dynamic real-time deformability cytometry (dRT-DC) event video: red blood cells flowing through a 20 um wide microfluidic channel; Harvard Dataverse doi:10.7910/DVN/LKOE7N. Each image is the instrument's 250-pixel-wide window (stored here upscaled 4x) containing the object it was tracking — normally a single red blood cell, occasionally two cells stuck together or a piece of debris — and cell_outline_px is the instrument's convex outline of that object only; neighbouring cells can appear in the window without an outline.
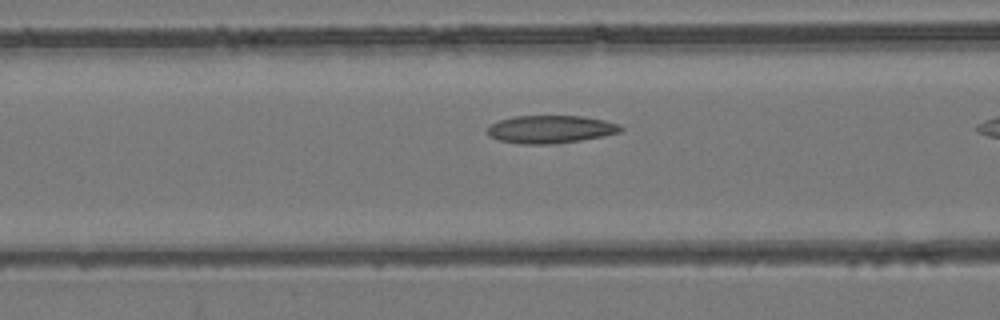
{"species": "common noctule bat (a hibernating species)", "species_latin": "Nyctalus noctula", "temperature_condition": "room temperature", "stored_images_in_passage": 13, "camera_frame_rate_fps": 3000, "um_per_image_px": 0.085, "animal": {"sex": "female", "body_mass_g": 24.6, "forearm_length_mm": 56.2}, "frame": {"image": 1, "passage_image": 11, "time_ms": 3.333, "image_size_px": [1000, 320], "cell_outline_px": [[624, 128], [620, 132], [604, 136], [556, 144], [520, 144], [500, 140], [488, 136], [484, 132], [492, 124], [500, 120], [516, 116], [584, 116], [604, 120], [620, 124]], "centroid_in_image_um": [46.8, 10.99], "position_along_channel_um": 119.8, "area_um2": 21.73}}